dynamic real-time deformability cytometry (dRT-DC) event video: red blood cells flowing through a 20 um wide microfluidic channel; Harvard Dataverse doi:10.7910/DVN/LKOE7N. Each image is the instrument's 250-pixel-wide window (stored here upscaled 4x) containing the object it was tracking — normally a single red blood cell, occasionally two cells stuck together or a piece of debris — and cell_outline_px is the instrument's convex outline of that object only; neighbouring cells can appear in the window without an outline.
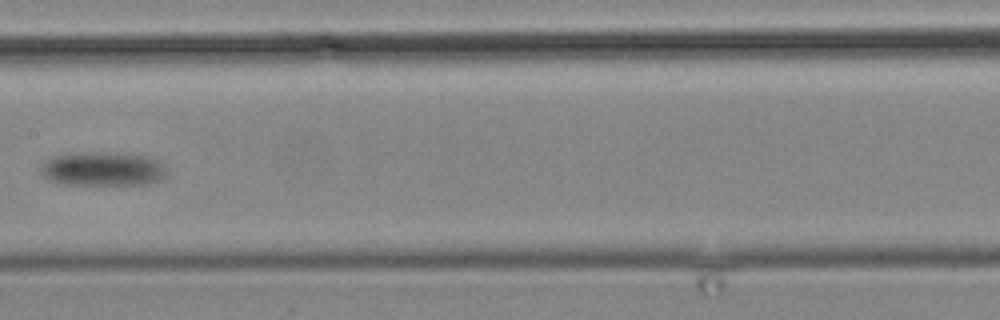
{"species": "common noctule bat (a hibernating species)", "species_latin": "Nyctalus noctula", "temperature_condition": "cold", "stored_images_in_passage": 18, "camera_frame_rate_fps": 3000, "um_per_image_px": 0.085, "animal": {"sex": "male", "body_mass_g": 19.2, "forearm_length_mm": 51.8}, "frame": {"image": 1, "passage_image": 16, "time_ms": 19.0, "image_size_px": [1000, 320], "cell_outline_px": [[164, 176], [160, 180], [148, 184], [60, 184], [48, 180], [40, 172], [40, 164], [44, 160], [52, 156], [76, 152], [100, 152], [148, 156], [156, 160], [160, 164], [164, 172]], "centroid_in_image_um": [8.62, 14.35], "position_along_channel_um": 198.8, "area_um2": 24.91}}
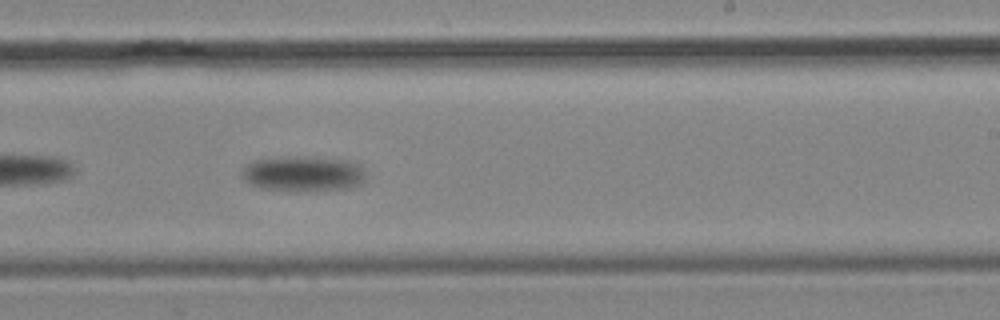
{"frame": {"image": 2, "passage_image": 18, "time_ms": 21.667, "image_size_px": [1000, 320], "cell_outline_px": [[368, 176], [360, 184], [352, 188], [304, 192], [292, 192], [260, 188], [244, 180], [240, 176], [240, 172], [244, 164], [252, 160], [284, 156], [304, 156], [344, 160], [360, 164]], "centroid_in_image_um": [25.74, 14.78], "position_along_channel_um": 263.3, "area_um2": 26.53}}